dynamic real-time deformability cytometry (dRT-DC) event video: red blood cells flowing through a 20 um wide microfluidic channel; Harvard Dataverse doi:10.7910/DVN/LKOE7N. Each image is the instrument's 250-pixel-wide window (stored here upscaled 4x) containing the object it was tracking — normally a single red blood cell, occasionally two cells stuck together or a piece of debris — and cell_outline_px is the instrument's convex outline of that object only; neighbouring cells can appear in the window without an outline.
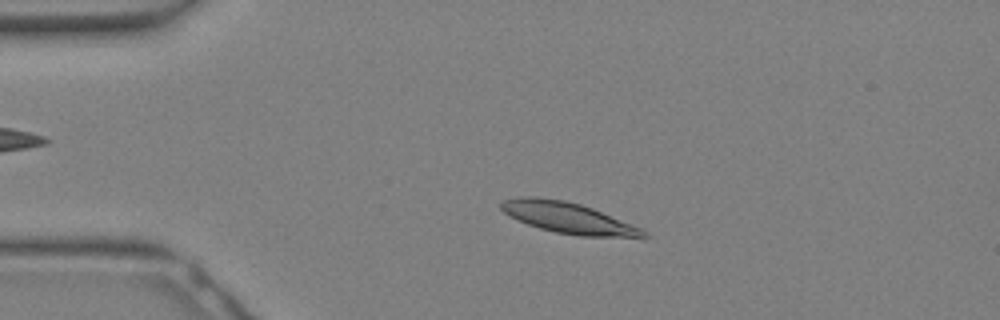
{"species": "Egyptian fruit bat (a non-hibernating species)", "species_latin": "Rousettus aegyptiacus", "temperature_condition": "warm", "stored_images_in_passage": 30, "camera_frame_rate_fps": 3000, "um_per_image_px": 0.085, "animal": {"sex": "female"}, "frame": {"image": 1, "passage_image": 6, "time_ms": 1.667, "image_size_px": [1000, 320], "cell_outline_px": [[648, 236], [580, 236], [556, 232], [540, 228], [528, 224], [508, 216], [500, 208], [500, 204], [504, 200], [520, 196], [536, 196], [564, 200], [580, 204], [592, 208], [640, 228], [648, 232]], "centroid_in_image_um": [48.2, 18.49], "position_along_channel_um": 36.8, "area_um2": 25.2}}
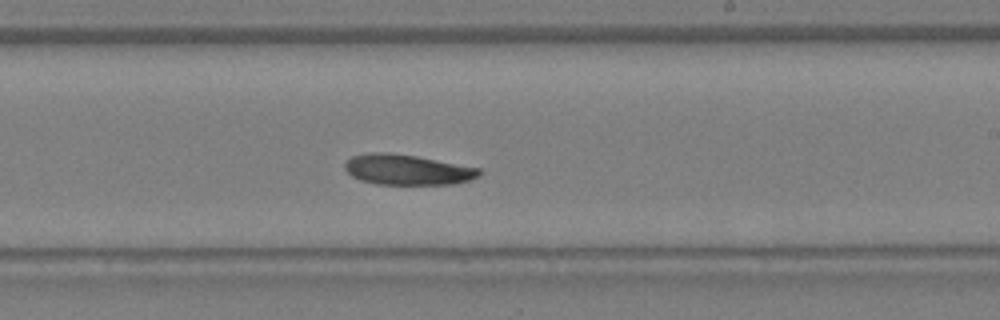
{"frame": {"image": 2, "passage_image": 18, "time_ms": 5.667, "image_size_px": [1000, 320], "cell_outline_px": [[484, 172], [480, 176], [468, 180], [452, 184], [376, 184], [360, 180], [352, 176], [344, 168], [344, 164], [352, 156], [372, 152], [388, 152], [416, 156], [480, 168]], "centroid_in_image_um": [34.63, 14.42], "position_along_channel_um": 254.4, "area_um2": 23.76}}
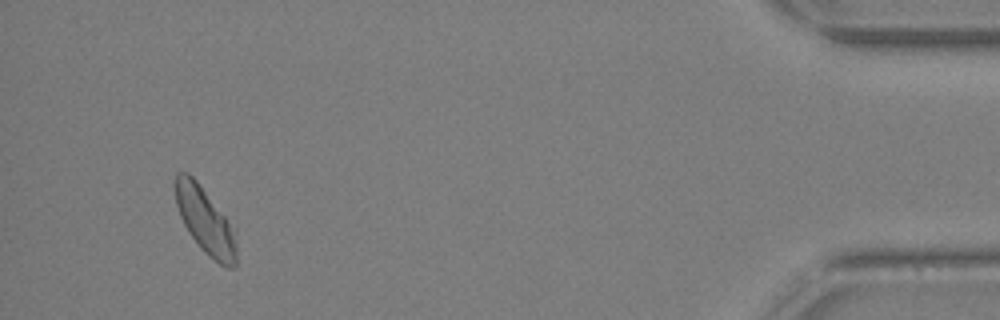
{"frame": {"image": 3, "passage_image": 29, "time_ms": 9.333, "image_size_px": [1000, 320], "cell_outline_px": [[236, 264], [232, 268], [224, 268], [204, 252], [200, 248], [188, 232], [180, 216], [176, 204], [176, 172], [188, 172], [196, 180], [228, 220], [236, 244]], "centroid_in_image_um": [17.43, 18.79], "position_along_channel_um": 417.8, "area_um2": 23.06}}